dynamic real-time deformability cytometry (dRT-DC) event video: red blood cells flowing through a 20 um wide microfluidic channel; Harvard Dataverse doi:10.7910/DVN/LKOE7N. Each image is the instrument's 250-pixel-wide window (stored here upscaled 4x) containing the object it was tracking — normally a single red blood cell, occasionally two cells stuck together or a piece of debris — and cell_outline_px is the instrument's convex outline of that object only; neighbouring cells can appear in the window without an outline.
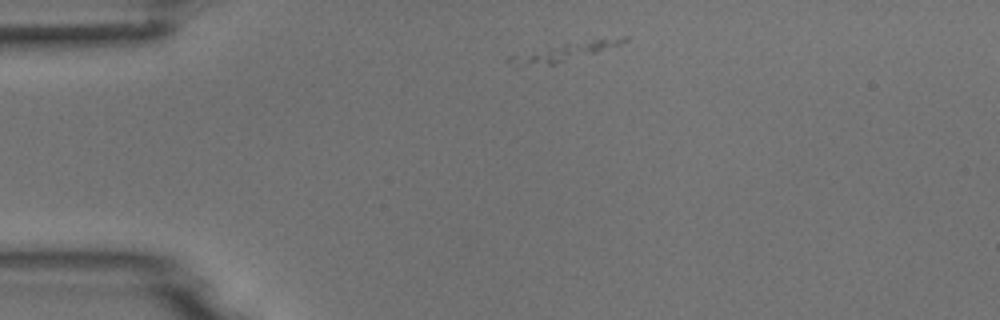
{"species": "common noctule bat (a hibernating species)", "species_latin": "Nyctalus noctula", "temperature_condition": "room temperature", "stored_images_in_passage": 7, "camera_frame_rate_fps": 3000, "um_per_image_px": 0.085, "animal": {"sex": "male", "body_mass_g": 18.8}, "frame": {"image": 1, "passage_image": 1, "time_ms": 0.0, "image_size_px": [1000, 320], "cell_outline_px": [[628, 40], [620, 44], [596, 52], [552, 64], [516, 68], [508, 60], [508, 56], [564, 44], [592, 40], [624, 36], [628, 36]], "centroid_in_image_um": [47.89, 4.44], "position_along_channel_um": 37.1, "area_um2": 11.5}}